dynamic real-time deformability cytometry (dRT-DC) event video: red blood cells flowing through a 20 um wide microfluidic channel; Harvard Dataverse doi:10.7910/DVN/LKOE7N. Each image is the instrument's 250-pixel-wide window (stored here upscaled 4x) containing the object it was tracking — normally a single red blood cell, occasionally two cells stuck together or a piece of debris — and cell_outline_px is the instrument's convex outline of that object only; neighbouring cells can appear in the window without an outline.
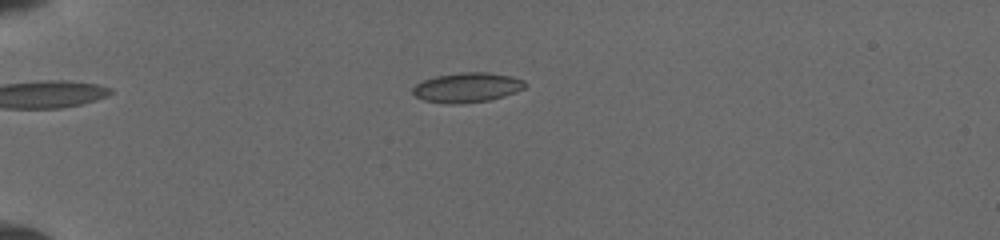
{"species": "common noctule bat (a hibernating species)", "species_latin": "Nyctalus noctula", "temperature_condition": "cold", "stored_images_in_passage": 29, "camera_frame_rate_fps": 3000, "um_per_image_px": 0.085, "animal": {"sex": "female", "body_mass_g": 19.5, "forearm_length_mm": 54.1}, "frame": {"image": 1, "passage_image": 1, "time_ms": 0.0, "image_size_px": [1000, 240], "cell_outline_px": [[528, 84], [524, 88], [516, 92], [504, 96], [488, 100], [460, 104], [448, 104], [424, 100], [416, 96], [412, 92], [412, 88], [416, 84], [424, 80], [436, 76], [460, 72], [488, 72], [512, 76], [524, 80]], "centroid_in_image_um": [39.73, 7.43], "position_along_channel_um": 45.3, "area_um2": 19.54}}
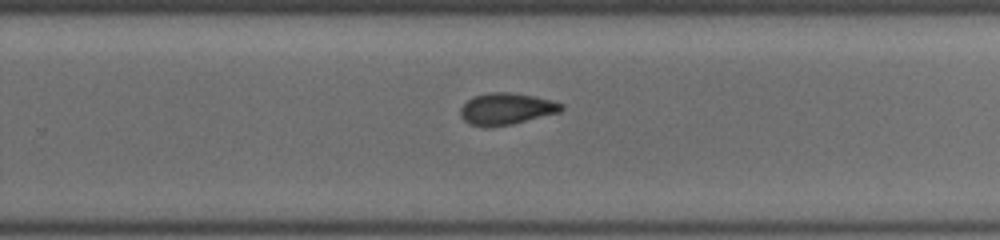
{"frame": {"image": 2, "passage_image": 16, "time_ms": 7.0, "image_size_px": [1000, 240], "cell_outline_px": [[564, 108], [560, 112], [512, 124], [484, 128], [468, 124], [460, 116], [460, 108], [468, 100], [476, 96], [488, 92], [508, 92], [532, 96], [552, 100], [564, 104]], "centroid_in_image_um": [43.02, 9.27], "position_along_channel_um": 286.8, "area_um2": 18.67}}
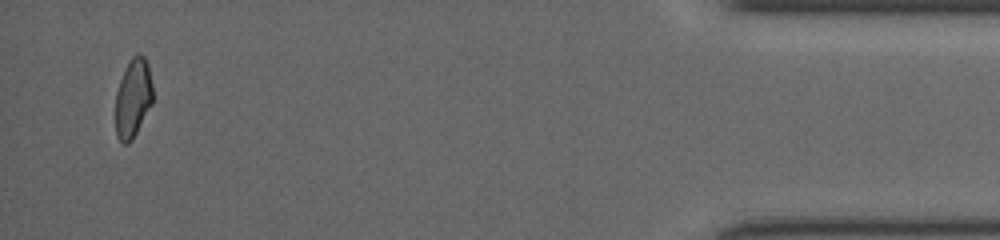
{"frame": {"image": 3, "passage_image": 29, "time_ms": 12.0, "image_size_px": [1000, 240], "cell_outline_px": [[152, 104], [132, 140], [128, 144], [124, 144], [116, 136], [116, 92], [120, 80], [132, 56], [140, 52], [144, 56], [148, 64], [152, 84]], "centroid_in_image_um": [11.31, 8.34], "position_along_channel_um": 423.9, "area_um2": 17.05}}